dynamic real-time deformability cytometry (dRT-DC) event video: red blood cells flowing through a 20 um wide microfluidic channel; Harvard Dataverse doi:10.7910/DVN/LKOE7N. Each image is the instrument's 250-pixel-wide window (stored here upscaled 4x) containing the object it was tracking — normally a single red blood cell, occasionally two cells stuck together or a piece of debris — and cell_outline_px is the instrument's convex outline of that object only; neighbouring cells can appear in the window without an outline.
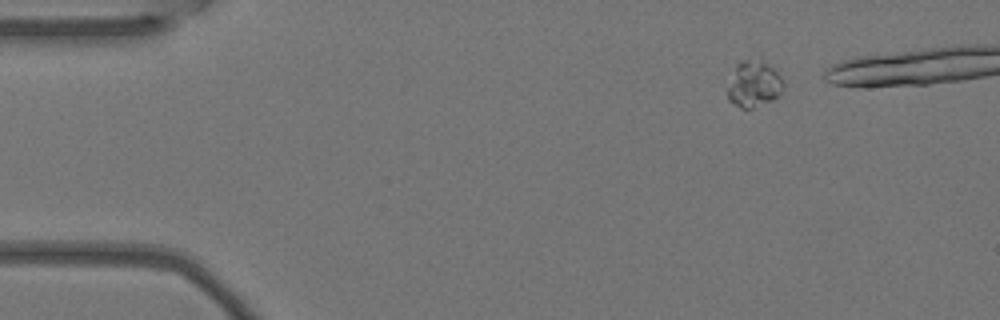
{"species": "Egyptian fruit bat (a non-hibernating species)", "species_latin": "Rousettus aegyptiacus", "temperature_condition": "warm", "stored_images_in_passage": 5, "camera_frame_rate_fps": 3000, "um_per_image_px": 0.085, "animal": {"sex": "female"}, "frame": {"image": 1, "passage_image": 1, "time_ms": 0.0, "image_size_px": [1000, 320], "cell_outline_px": [[784, 84], [780, 96], [772, 100], [752, 108], [740, 108], [728, 100], [728, 88], [736, 64], [740, 60], [764, 60], [776, 68]], "centroid_in_image_um": [64.11, 7.13], "position_along_channel_um": 20.9, "area_um2": 15.14}}